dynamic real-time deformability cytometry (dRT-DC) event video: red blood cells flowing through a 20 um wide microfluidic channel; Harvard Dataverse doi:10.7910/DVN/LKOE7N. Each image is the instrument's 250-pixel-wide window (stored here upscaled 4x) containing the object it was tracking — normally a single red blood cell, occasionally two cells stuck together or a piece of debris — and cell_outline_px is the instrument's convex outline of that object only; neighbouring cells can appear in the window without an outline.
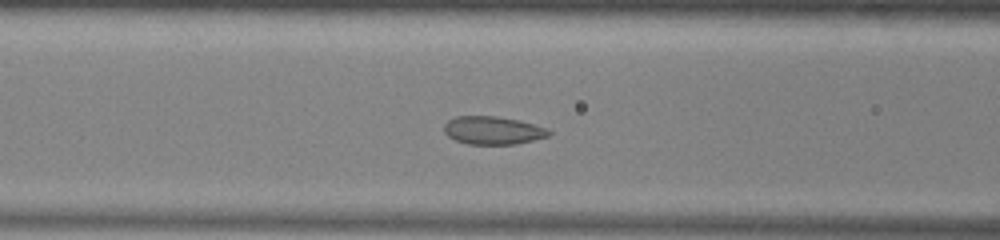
{"species": "common noctule bat (a hibernating species)", "species_latin": "Nyctalus noctula", "temperature_condition": "warm", "stored_images_in_passage": 46, "camera_frame_rate_fps": 3000, "um_per_image_px": 0.085, "animal": {"sex": "male", "body_mass_g": 13.0, "forearm_length_mm": 53.1}, "frame": {"image": 1, "passage_image": 14, "time_ms": 4.333, "image_size_px": [1000, 240], "cell_outline_px": [[552, 132], [548, 136], [516, 144], [468, 144], [456, 140], [448, 136], [444, 132], [444, 124], [448, 120], [456, 116], [496, 116], [520, 120], [548, 128]], "centroid_in_image_um": [41.9, 11.07], "position_along_channel_um": 124.7, "area_um2": 17.17}}
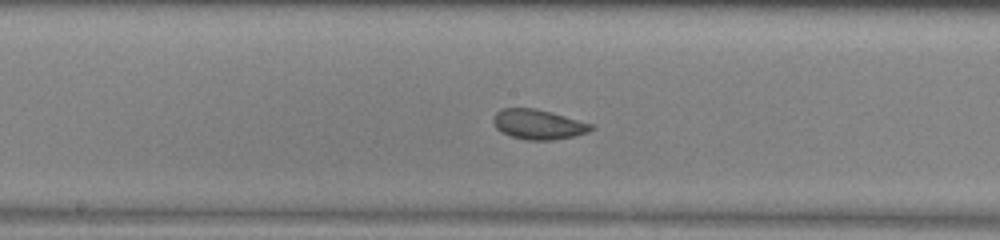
{"frame": {"image": 2, "passage_image": 20, "time_ms": 6.333, "image_size_px": [1000, 240], "cell_outline_px": [[596, 128], [588, 132], [572, 136], [552, 140], [524, 140], [500, 132], [496, 128], [492, 120], [492, 116], [500, 108], [536, 108], [552, 112], [592, 124]], "centroid_in_image_um": [45.72, 10.56], "position_along_channel_um": 202.5, "area_um2": 17.17}}
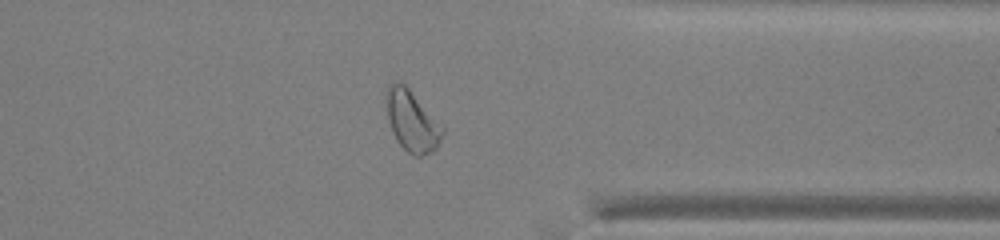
{"frame": {"image": 3, "passage_image": 34, "time_ms": 11.0, "image_size_px": [1000, 240], "cell_outline_px": [[444, 132], [436, 148], [432, 152], [420, 156], [412, 156], [396, 140], [392, 132], [388, 120], [388, 84], [392, 80], [400, 80], [408, 88], [444, 128]], "centroid_in_image_um": [35.02, 10.3], "position_along_channel_um": 376.4, "area_um2": 19.54}}